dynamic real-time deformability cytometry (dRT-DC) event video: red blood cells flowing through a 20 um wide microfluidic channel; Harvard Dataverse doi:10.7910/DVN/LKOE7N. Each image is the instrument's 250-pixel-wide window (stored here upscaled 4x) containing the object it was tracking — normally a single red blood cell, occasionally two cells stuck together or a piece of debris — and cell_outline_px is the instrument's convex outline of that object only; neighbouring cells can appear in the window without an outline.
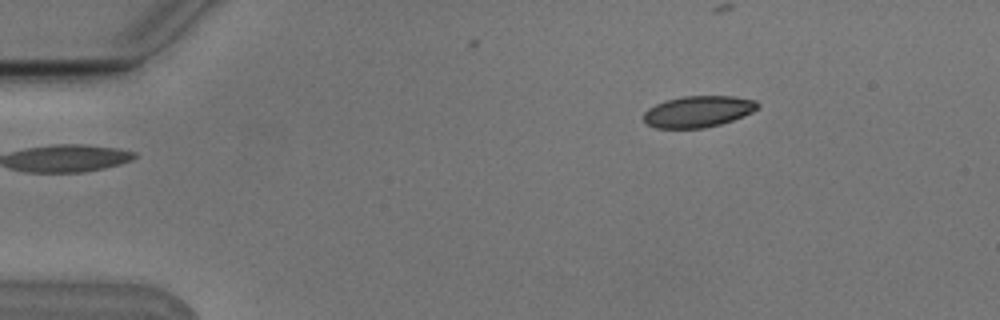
{"species": "Egyptian fruit bat (a non-hibernating species)", "species_latin": "Rousettus aegyptiacus", "temperature_condition": "cold", "stored_images_in_passage": 2, "camera_frame_rate_fps": 3000, "um_per_image_px": 0.085, "animal": {"sex": "male"}, "frame": {"image": 1, "passage_image": 2, "time_ms": 0.333, "image_size_px": [1000, 320], "cell_outline_px": [[760, 108], [744, 116], [720, 124], [704, 128], [656, 128], [648, 124], [644, 120], [644, 112], [648, 108], [664, 100], [680, 96], [732, 96], [756, 100], [760, 104]], "centroid_in_image_um": [59.36, 9.47], "position_along_channel_um": 25.6, "area_um2": 20.98}}